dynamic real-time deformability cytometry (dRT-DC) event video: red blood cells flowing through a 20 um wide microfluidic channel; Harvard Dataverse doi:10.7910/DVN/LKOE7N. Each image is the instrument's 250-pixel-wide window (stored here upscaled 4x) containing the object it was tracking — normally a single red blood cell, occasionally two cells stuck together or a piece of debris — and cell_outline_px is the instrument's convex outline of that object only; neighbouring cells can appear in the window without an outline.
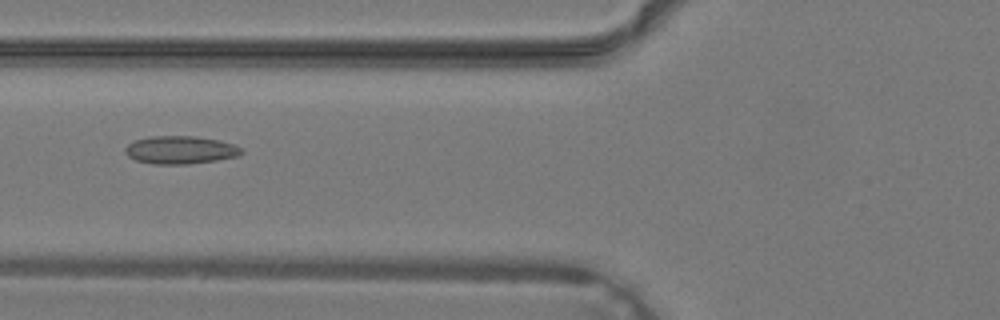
{"species": "common noctule bat (a hibernating species)", "species_latin": "Nyctalus noctula", "temperature_condition": "warm", "stored_images_in_passage": 40, "camera_frame_rate_fps": 3000, "um_per_image_px": 0.085, "animal": {"sex": "male", "body_mass_g": 19.2, "forearm_length_mm": 51.8}, "frame": {"image": 1, "passage_image": 16, "time_ms": 5.0, "image_size_px": [1000, 320], "cell_outline_px": [[244, 152], [240, 156], [216, 160], [188, 164], [152, 164], [136, 160], [128, 156], [124, 152], [124, 148], [128, 144], [136, 140], [148, 136], [196, 136], [220, 140], [232, 144], [240, 148]], "centroid_in_image_um": [15.32, 12.74], "position_along_channel_um": 110.5, "area_um2": 19.02}}
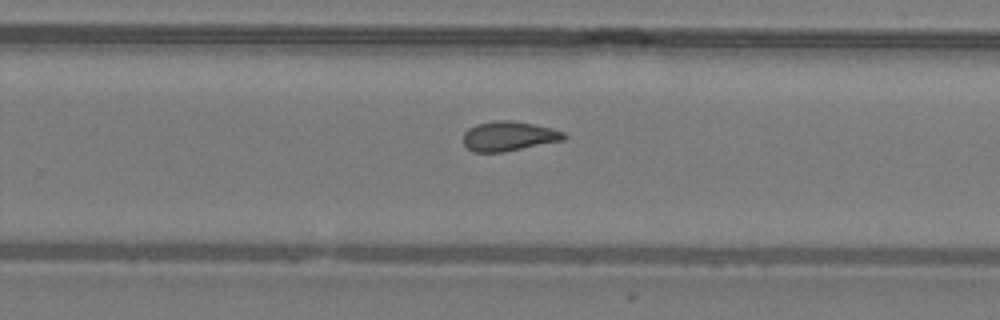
{"frame": {"image": 2, "passage_image": 26, "time_ms": 8.333, "image_size_px": [1000, 320], "cell_outline_px": [[568, 136], [564, 140], [504, 152], [472, 152], [464, 144], [464, 132], [468, 128], [476, 124], [492, 120], [512, 120], [552, 128], [564, 132]], "centroid_in_image_um": [43.24, 11.57], "position_along_channel_um": 286.6, "area_um2": 17.51}}
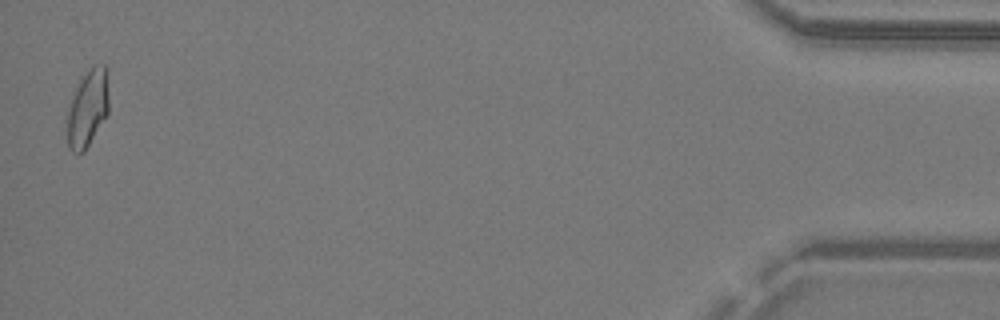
{"frame": {"image": 3, "passage_image": 39, "time_ms": 12.667, "image_size_px": [1000, 320], "cell_outline_px": [[108, 116], [84, 152], [72, 152], [68, 148], [68, 112], [76, 88], [80, 80], [96, 64], [104, 64], [108, 68]], "centroid_in_image_um": [7.5, 9.22], "position_along_channel_um": 427.7, "area_um2": 18.61}}